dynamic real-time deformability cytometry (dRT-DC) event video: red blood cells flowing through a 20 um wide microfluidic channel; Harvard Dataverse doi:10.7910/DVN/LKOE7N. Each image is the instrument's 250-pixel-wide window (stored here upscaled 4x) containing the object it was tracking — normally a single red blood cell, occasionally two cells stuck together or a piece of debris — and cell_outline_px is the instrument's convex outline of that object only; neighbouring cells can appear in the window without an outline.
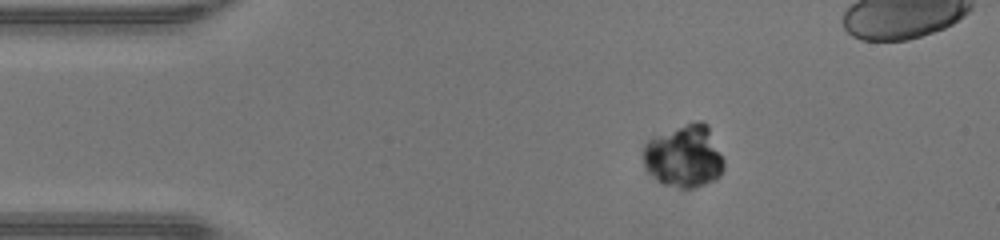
{"species": "human", "species_latin": "Homo sapiens", "temperature_condition": "warm", "stored_images_in_passage": 43, "camera_frame_rate_fps": 3000, "um_per_image_px": 0.085, "donor": {"sex": "male"}, "frame": {"image": 1, "passage_image": 1, "time_ms": 0.0, "image_size_px": [1000, 240], "cell_outline_px": [[724, 168], [720, 176], [716, 180], [692, 188], [680, 188], [664, 184], [656, 180], [644, 168], [644, 144], [648, 140], [656, 136], [696, 120], [700, 120], [708, 124], [724, 160]], "centroid_in_image_um": [58.18, 13.29], "position_along_channel_um": 26.8, "area_um2": 29.42}}
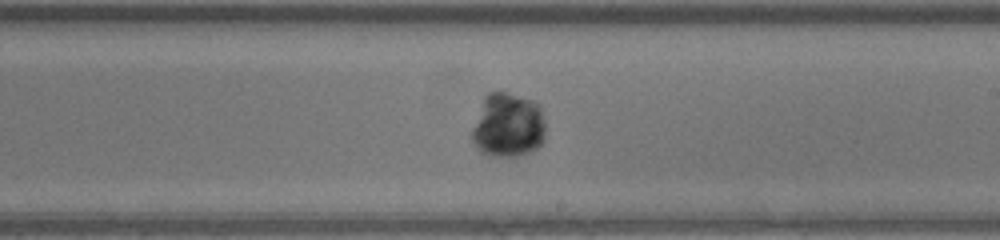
{"frame": {"image": 2, "passage_image": 22, "time_ms": 7.0, "image_size_px": [1000, 240], "cell_outline_px": [[544, 140], [536, 148], [528, 152], [516, 156], [492, 156], [480, 152], [476, 148], [472, 140], [472, 128], [484, 96], [488, 92], [504, 92], [536, 100], [540, 104], [544, 120]], "centroid_in_image_um": [43.18, 10.63], "position_along_channel_um": 245.8, "area_um2": 27.8}}
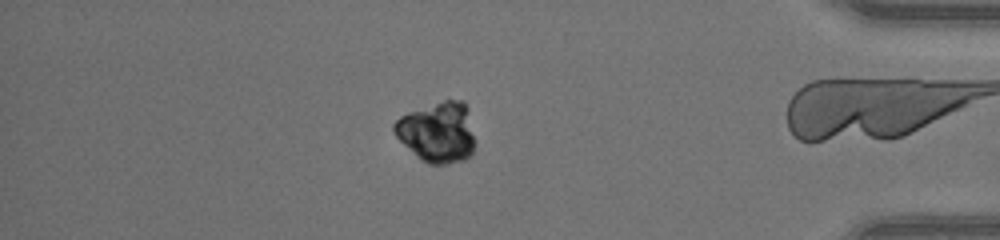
{"frame": {"image": 3, "passage_image": 36, "time_ms": 11.667, "image_size_px": [1000, 240], "cell_outline_px": [[472, 152], [464, 160], [448, 164], [428, 164], [416, 156], [396, 136], [392, 128], [392, 124], [400, 116], [408, 112], [444, 100], [464, 100], [468, 108], [472, 136]], "centroid_in_image_um": [37.15, 11.23], "position_along_channel_um": 398.0, "area_um2": 28.15}}